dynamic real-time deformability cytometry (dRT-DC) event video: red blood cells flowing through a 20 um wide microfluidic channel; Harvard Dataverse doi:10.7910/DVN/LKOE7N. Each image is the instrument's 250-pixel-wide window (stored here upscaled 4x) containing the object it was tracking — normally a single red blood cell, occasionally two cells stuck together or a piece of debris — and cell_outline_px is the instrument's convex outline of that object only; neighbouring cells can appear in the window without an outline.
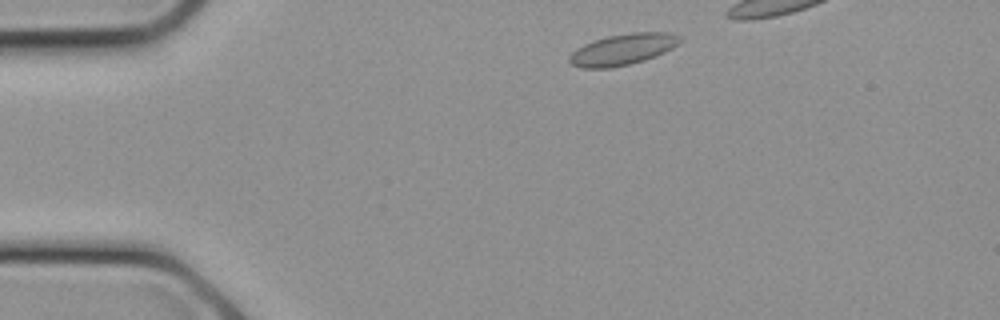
{"species": "common noctule bat (a hibernating species)", "species_latin": "Nyctalus noctula", "temperature_condition": "cold", "stored_images_in_passage": 18, "camera_frame_rate_fps": 3000, "um_per_image_px": 0.085, "animal": {"sex": "female", "body_mass_g": 21.9}, "frame": {"image": 1, "passage_image": 2, "time_ms": 0.333, "image_size_px": [1000, 320], "cell_outline_px": [[684, 40], [672, 48], [656, 56], [644, 60], [612, 68], [580, 68], [572, 64], [568, 60], [568, 56], [576, 48], [584, 44], [608, 36], [632, 32], [672, 32], [680, 36]], "centroid_in_image_um": [52.96, 4.19], "position_along_channel_um": 32.0, "area_um2": 20.17}}
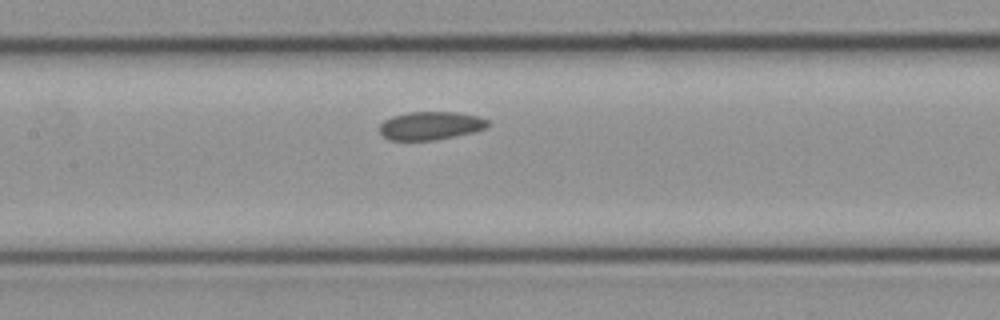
{"frame": {"image": 2, "passage_image": 9, "time_ms": 2.667, "image_size_px": [1000, 320], "cell_outline_px": [[488, 128], [472, 132], [432, 140], [388, 140], [380, 132], [380, 124], [384, 120], [392, 116], [408, 112], [456, 112], [480, 116], [488, 120]], "centroid_in_image_um": [36.6, 10.67], "position_along_channel_um": 170.8, "area_um2": 17.74}}
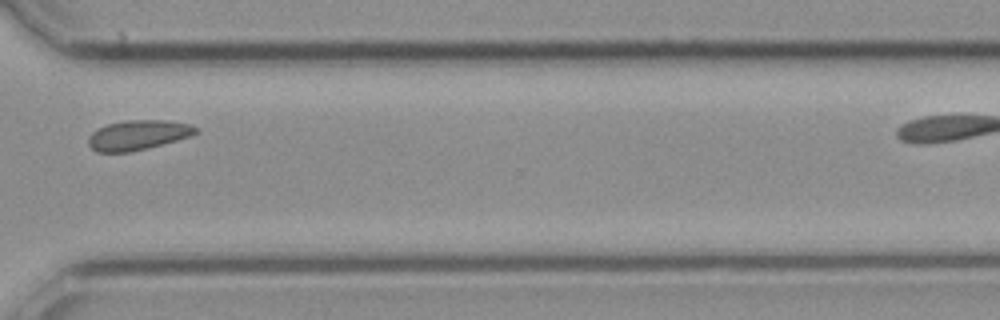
{"frame": {"image": 3, "passage_image": 16, "time_ms": 5.0, "image_size_px": [1000, 320], "cell_outline_px": [[200, 132], [192, 136], [148, 148], [128, 152], [96, 152], [88, 144], [88, 136], [96, 128], [108, 124], [124, 120], [168, 120], [192, 124], [200, 128]], "centroid_in_image_um": [11.77, 11.47], "position_along_channel_um": 358.8, "area_um2": 19.02}}